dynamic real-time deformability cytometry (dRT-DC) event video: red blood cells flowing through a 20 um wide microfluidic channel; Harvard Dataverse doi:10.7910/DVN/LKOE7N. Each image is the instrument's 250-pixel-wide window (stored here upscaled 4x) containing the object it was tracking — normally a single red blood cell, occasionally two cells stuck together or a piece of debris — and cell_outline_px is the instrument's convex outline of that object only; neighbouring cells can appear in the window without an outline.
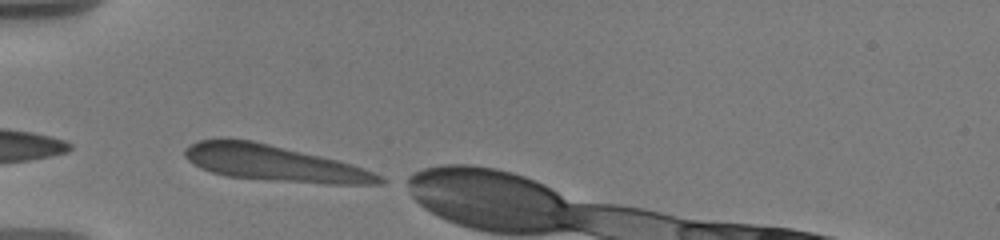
{"species": "human", "species_latin": "Homo sapiens", "temperature_condition": "warm", "stored_images_in_passage": 3, "camera_frame_rate_fps": 3000, "um_per_image_px": 0.085, "donor": {"sex": "male"}, "frame": {"image": 1, "passage_image": 1, "time_ms": 0.0, "image_size_px": [1000, 240], "cell_outline_px": [[384, 184], [328, 184], [228, 176], [212, 172], [200, 168], [188, 160], [184, 156], [184, 148], [188, 144], [200, 140], [252, 140], [320, 156], [352, 164], [364, 168], [380, 176], [384, 180]], "centroid_in_image_um": [23.29, 13.88], "position_along_channel_um": 61.7, "area_um2": 39.88}}